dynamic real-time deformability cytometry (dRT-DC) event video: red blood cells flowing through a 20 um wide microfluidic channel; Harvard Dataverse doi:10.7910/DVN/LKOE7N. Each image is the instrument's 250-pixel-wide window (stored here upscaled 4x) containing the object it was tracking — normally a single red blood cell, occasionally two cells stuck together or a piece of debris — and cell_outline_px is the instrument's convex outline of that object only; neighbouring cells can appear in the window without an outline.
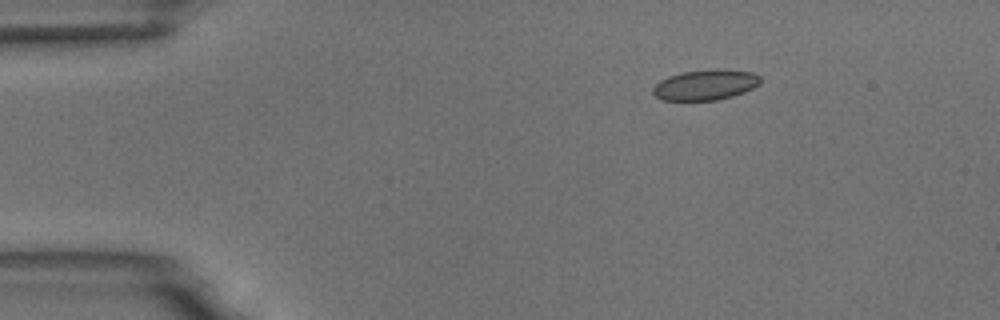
{"species": "common noctule bat (a hibernating species)", "species_latin": "Nyctalus noctula", "temperature_condition": "room temperature", "stored_images_in_passage": 5, "camera_frame_rate_fps": 3000, "um_per_image_px": 0.085, "animal": {"sex": "male", "body_mass_g": 18.8}, "frame": {"image": 1, "passage_image": 2, "time_ms": 2.0, "image_size_px": [1000, 320], "cell_outline_px": [[760, 84], [744, 92], [732, 96], [716, 100], [664, 100], [656, 96], [652, 92], [652, 88], [660, 80], [668, 76], [680, 72], [716, 68], [720, 68], [752, 72], [760, 76]], "centroid_in_image_um": [59.96, 7.19], "position_along_channel_um": 25.0, "area_um2": 19.19}}